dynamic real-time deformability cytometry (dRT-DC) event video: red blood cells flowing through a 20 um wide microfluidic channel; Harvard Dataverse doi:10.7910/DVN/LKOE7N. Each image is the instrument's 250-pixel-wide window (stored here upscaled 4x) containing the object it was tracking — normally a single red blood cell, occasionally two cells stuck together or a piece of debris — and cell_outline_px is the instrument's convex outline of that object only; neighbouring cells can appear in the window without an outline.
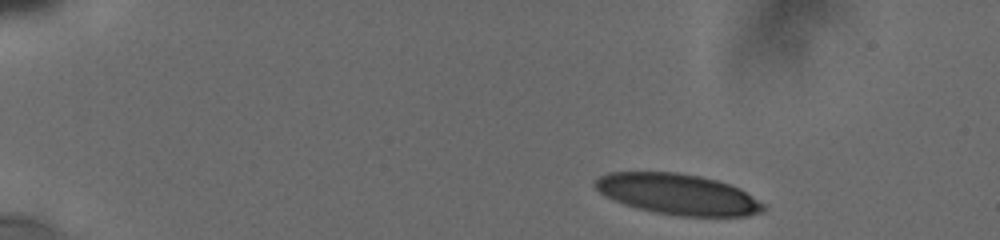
{"species": "human", "species_latin": "Homo sapiens", "temperature_condition": "cold", "stored_images_in_passage": 12, "camera_frame_rate_fps": 3000, "um_per_image_px": 0.085, "donor": {"sex": "male"}, "frame": {"image": 1, "passage_image": 1, "time_ms": 0.0, "image_size_px": [1000, 240], "cell_outline_px": [[764, 212], [748, 216], [680, 216], [656, 212], [636, 208], [624, 204], [600, 192], [592, 184], [600, 176], [608, 172], [676, 172], [700, 176], [716, 180], [740, 188], [764, 204]], "centroid_in_image_um": [57.63, 16.51], "position_along_channel_um": 27.4, "area_um2": 39.77}}
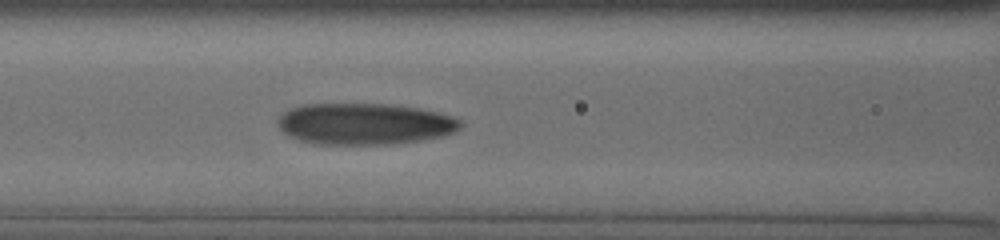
{"frame": {"image": 2, "passage_image": 12, "time_ms": 5.667, "image_size_px": [1000, 240], "cell_outline_px": [[464, 124], [456, 132], [444, 136], [424, 140], [396, 144], [316, 144], [296, 140], [288, 136], [280, 128], [280, 116], [284, 112], [292, 108], [304, 104], [388, 104], [416, 108], [436, 112], [452, 116], [460, 120]], "centroid_in_image_um": [31.03, 10.54], "position_along_channel_um": 135.6, "area_um2": 44.22}}